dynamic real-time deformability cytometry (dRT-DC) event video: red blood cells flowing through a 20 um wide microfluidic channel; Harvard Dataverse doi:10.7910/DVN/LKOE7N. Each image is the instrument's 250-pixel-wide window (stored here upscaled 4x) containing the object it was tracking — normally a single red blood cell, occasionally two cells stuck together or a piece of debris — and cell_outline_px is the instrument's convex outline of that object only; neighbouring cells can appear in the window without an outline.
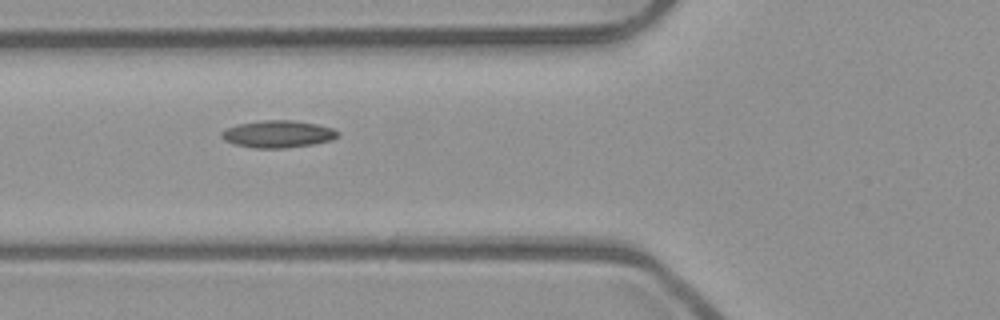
{"species": "common noctule bat (a hibernating species)", "species_latin": "Nyctalus noctula", "temperature_condition": "room temperature", "stored_images_in_passage": 9, "camera_frame_rate_fps": 3000, "um_per_image_px": 0.085, "animal": {"sex": "male", "body_mass_g": 23.1, "forearm_length_mm": 52.7}, "frame": {"image": 1, "passage_image": 6, "time_ms": 1.667, "image_size_px": [1000, 320], "cell_outline_px": [[340, 132], [332, 140], [312, 144], [284, 148], [256, 148], [232, 144], [224, 140], [220, 136], [220, 132], [236, 124], [264, 120], [292, 120], [316, 124], [332, 128]], "centroid_in_image_um": [23.58, 11.39], "position_along_channel_um": 102.2, "area_um2": 18.38}}
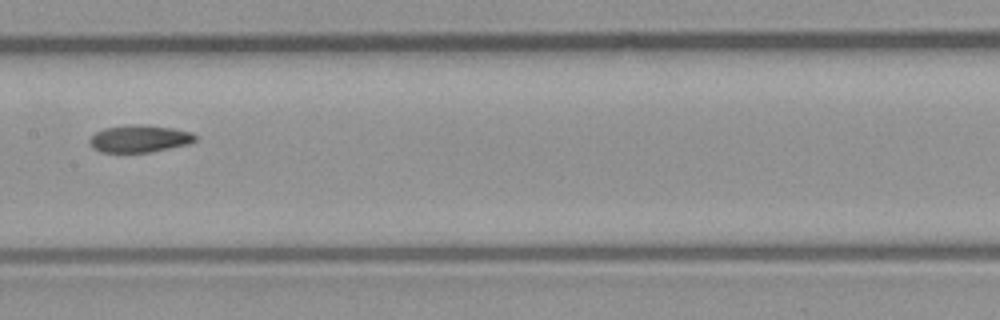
{"frame": {"image": 2, "passage_image": 8, "time_ms": 2.333, "image_size_px": [1000, 320], "cell_outline_px": [[196, 140], [188, 144], [152, 152], [100, 152], [92, 148], [88, 140], [96, 132], [104, 128], [172, 128], [192, 132], [196, 136]], "centroid_in_image_um": [11.85, 11.86], "position_along_channel_um": 195.5, "area_um2": 15.72}}
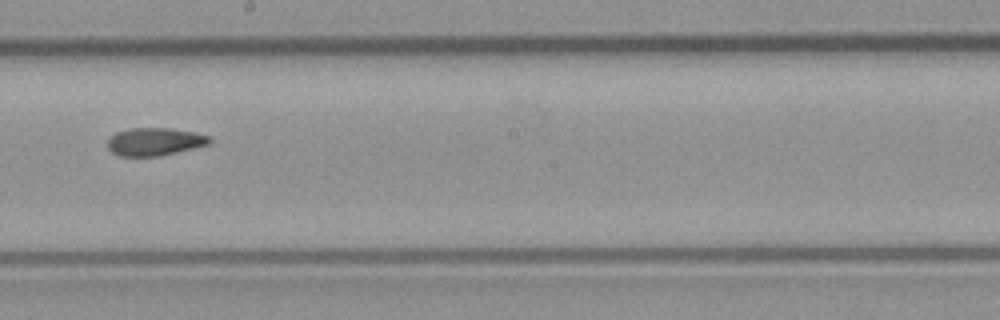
{"frame": {"image": 3, "passage_image": 9, "time_ms": 2.667, "image_size_px": [1000, 320], "cell_outline_px": [[212, 140], [208, 144], [160, 156], [120, 156], [112, 152], [108, 148], [108, 140], [116, 132], [128, 128], [172, 128], [196, 132], [212, 136]], "centroid_in_image_um": [13.17, 12.03], "position_along_channel_um": 235.0, "area_um2": 16.59}}